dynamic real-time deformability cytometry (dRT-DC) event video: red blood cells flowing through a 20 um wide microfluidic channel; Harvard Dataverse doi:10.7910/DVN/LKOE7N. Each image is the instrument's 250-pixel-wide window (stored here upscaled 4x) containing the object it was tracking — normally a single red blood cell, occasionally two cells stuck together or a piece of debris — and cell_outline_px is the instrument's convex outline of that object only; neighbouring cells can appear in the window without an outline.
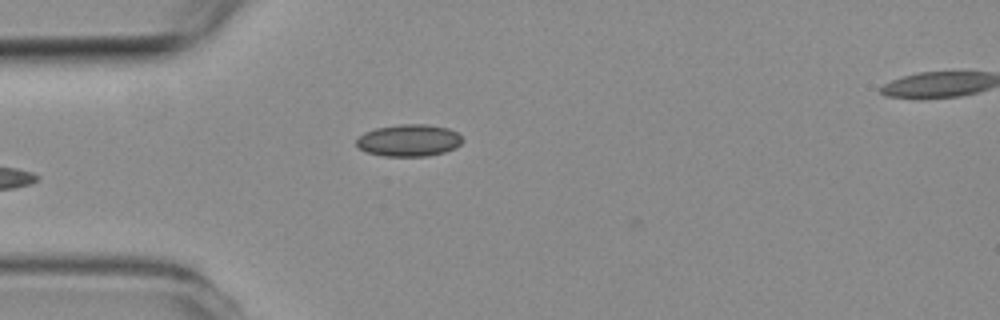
{"species": "common noctule bat (a hibernating species)", "species_latin": "Nyctalus noctula", "temperature_condition": "room temperature", "stored_images_in_passage": 5, "camera_frame_rate_fps": 3000, "um_per_image_px": 0.085, "animal": {"sex": "female", "body_mass_g": 19.3, "forearm_length_mm": 54.1}, "frame": {"image": 1, "passage_image": 4, "time_ms": 3.667, "image_size_px": [1000, 320], "cell_outline_px": [[464, 140], [456, 148], [444, 152], [428, 156], [384, 156], [364, 152], [356, 144], [356, 140], [364, 132], [376, 128], [400, 124], [424, 124], [448, 128], [456, 132]], "centroid_in_image_um": [34.75, 11.94], "position_along_channel_um": 50.2, "area_um2": 19.83}}